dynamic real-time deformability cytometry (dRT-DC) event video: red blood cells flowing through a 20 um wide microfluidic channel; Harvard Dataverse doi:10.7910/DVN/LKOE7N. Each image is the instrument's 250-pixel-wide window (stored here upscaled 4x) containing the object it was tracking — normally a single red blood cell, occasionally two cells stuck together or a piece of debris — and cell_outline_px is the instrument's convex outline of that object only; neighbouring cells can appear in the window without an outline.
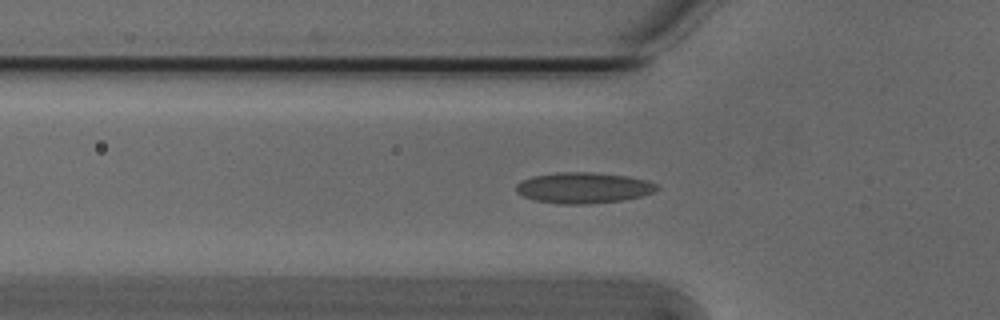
{"species": "Egyptian fruit bat (a non-hibernating species)", "species_latin": "Rousettus aegyptiacus", "temperature_condition": "cold", "stored_images_in_passage": 51, "camera_frame_rate_fps": 3000, "um_per_image_px": 0.085, "animal": {"sex": "male"}, "frame": {"image": 1, "passage_image": 14, "time_ms": 4.333, "image_size_px": [1000, 320], "cell_outline_px": [[660, 188], [652, 192], [640, 196], [624, 200], [584, 204], [556, 204], [532, 200], [516, 192], [516, 184], [520, 180], [532, 176], [556, 172], [592, 172], [628, 176], [648, 180], [656, 184]], "centroid_in_image_um": [49.55, 15.96], "position_along_channel_um": 76.2, "area_um2": 25.55}}
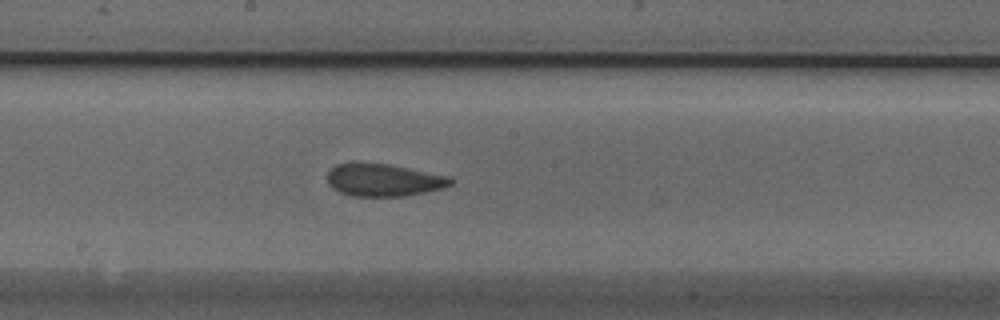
{"frame": {"image": 2, "passage_image": 25, "time_ms": 8.0, "image_size_px": [1000, 320], "cell_outline_px": [[456, 180], [452, 184], [444, 188], [408, 196], [352, 196], [340, 192], [332, 188], [328, 184], [328, 172], [336, 164], [352, 160], [392, 164], [448, 176]], "centroid_in_image_um": [32.6, 15.27], "position_along_channel_um": 215.6, "area_um2": 24.1}}
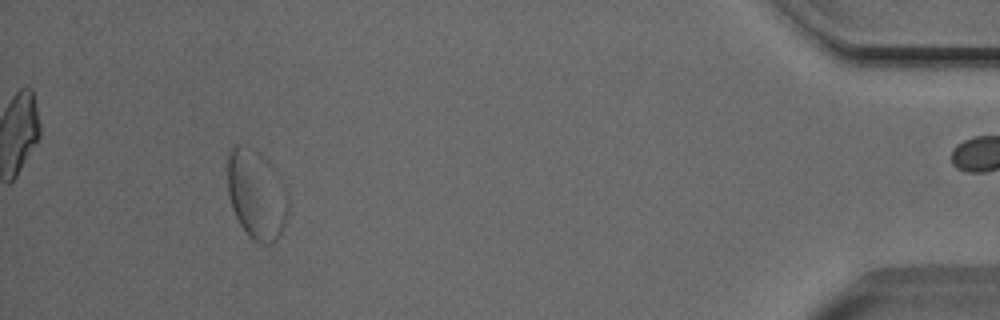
{"frame": {"image": 3, "passage_image": 46, "time_ms": 15.0, "image_size_px": [1000, 320], "cell_outline_px": [[288, 216], [280, 236], [272, 244], [260, 244], [248, 236], [240, 224], [232, 208], [228, 192], [228, 148], [232, 144], [244, 144], [268, 160], [284, 184], [288, 192]], "centroid_in_image_um": [21.81, 16.54], "position_along_channel_um": 413.4, "area_um2": 32.08}}